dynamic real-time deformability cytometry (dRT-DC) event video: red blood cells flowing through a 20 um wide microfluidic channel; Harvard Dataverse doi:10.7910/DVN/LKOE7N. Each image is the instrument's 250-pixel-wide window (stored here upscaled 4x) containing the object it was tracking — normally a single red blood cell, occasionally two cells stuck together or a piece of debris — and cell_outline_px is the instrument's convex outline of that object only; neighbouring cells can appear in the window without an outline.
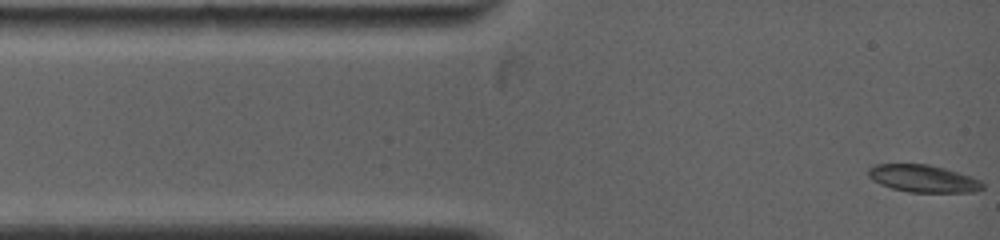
{"species": "common noctule bat (a hibernating species)", "species_latin": "Nyctalus noctula", "temperature_condition": "warm", "stored_images_in_passage": 23, "camera_frame_rate_fps": 5000, "um_per_image_px": 0.085, "animal": {"sex": "female", "body_mass_g": 19.0, "forearm_length_mm": 53.3}, "frame": {"image": 1, "passage_image": 1, "time_ms": 0.0, "image_size_px": [1000, 240], "cell_outline_px": [[984, 188], [976, 192], [908, 192], [892, 188], [880, 184], [868, 176], [868, 168], [876, 164], [928, 164], [944, 168], [972, 176], [980, 180], [984, 184]], "centroid_in_image_um": [78.5, 15.18], "position_along_channel_um": 6.5, "area_um2": 18.26}}
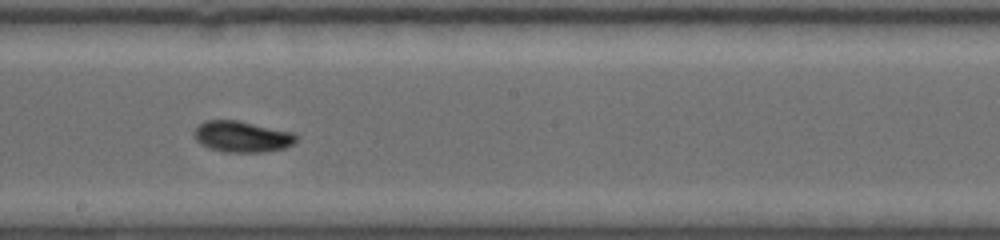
{"frame": {"image": 2, "passage_image": 14, "time_ms": 6.8, "image_size_px": [1000, 240], "cell_outline_px": [[300, 136], [292, 144], [284, 148], [264, 152], [224, 152], [208, 148], [200, 144], [192, 136], [192, 132], [200, 124], [208, 120], [236, 120], [296, 132]], "centroid_in_image_um": [20.58, 11.61], "position_along_channel_um": 227.6, "area_um2": 18.79}}
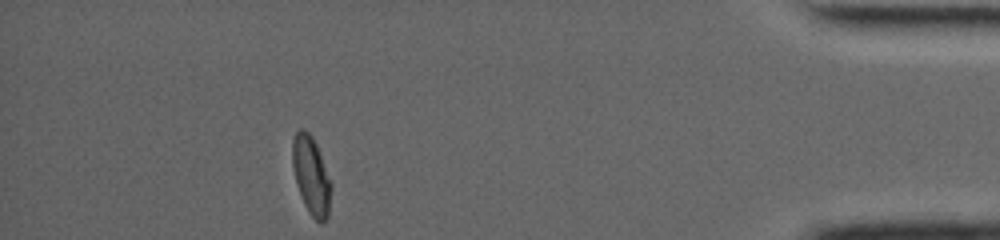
{"frame": {"image": 3, "passage_image": 23, "time_ms": 13.0, "image_size_px": [1000, 240], "cell_outline_px": [[332, 188], [328, 216], [320, 224], [308, 212], [304, 204], [296, 184], [292, 164], [292, 140], [296, 132], [300, 128], [304, 128], [312, 136], [316, 144], [332, 184]], "centroid_in_image_um": [26.45, 14.92], "position_along_channel_um": 408.8, "area_um2": 17.69}, "authors_computed_cell_mechanics": {"area_um2": 18.1492, "velocity_mm_per_s": 3.9647, "shape_relaxation_time_tau1_ms": 7.4695, "shape_relaxation_time_tau2_ms": 3.1305, "deformation_change_tau1": 0.1663, "deformation_change_tau2": 0.0426}}